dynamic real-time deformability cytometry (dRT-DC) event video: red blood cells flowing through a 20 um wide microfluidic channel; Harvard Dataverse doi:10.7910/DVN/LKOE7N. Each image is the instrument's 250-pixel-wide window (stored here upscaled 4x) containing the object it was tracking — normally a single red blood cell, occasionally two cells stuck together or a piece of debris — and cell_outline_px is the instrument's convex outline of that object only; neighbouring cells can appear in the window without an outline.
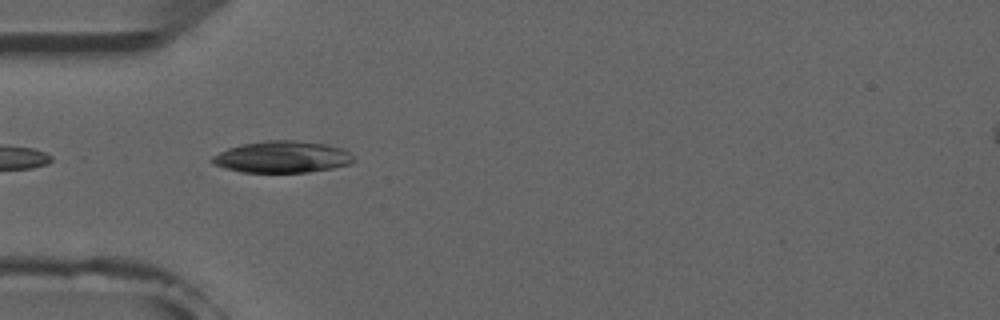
{"species": "common noctule bat (a hibernating species)", "species_latin": "Nyctalus noctula", "temperature_condition": "room temperature", "stored_images_in_passage": 5, "camera_frame_rate_fps": 3000, "um_per_image_px": 0.085, "animal": {"sex": "male", "forearm_length_mm": 52.5}, "frame": {"image": 1, "passage_image": 3, "time_ms": 2.333, "image_size_px": [1000, 320], "cell_outline_px": [[356, 160], [348, 164], [332, 168], [308, 172], [200, 176], [196, 176], [196, 172], [212, 156], [228, 148], [244, 144], [268, 140], [296, 140], [324, 144], [344, 148]], "centroid_in_image_um": [23.41, 13.47], "position_along_channel_um": 61.6, "area_um2": 29.36}}
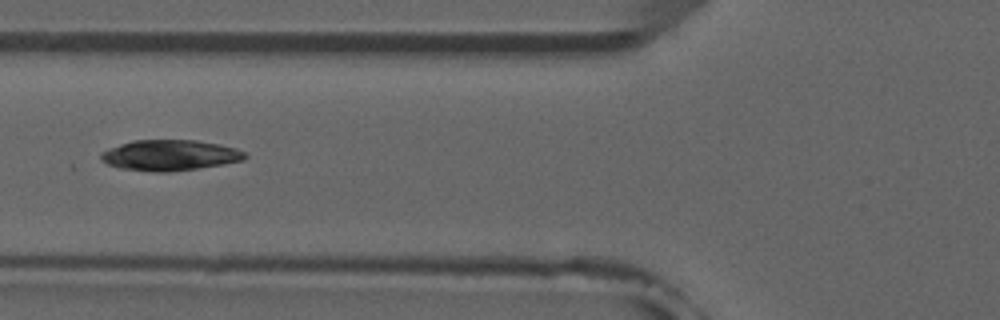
{"frame": {"image": 2, "passage_image": 4, "time_ms": 3.667, "image_size_px": [1000, 320], "cell_outline_px": [[248, 156], [244, 160], [224, 164], [168, 172], [156, 172], [120, 168], [108, 164], [100, 160], [100, 152], [108, 148], [132, 140], [196, 140], [220, 144], [236, 148], [244, 152]], "centroid_in_image_um": [14.42, 13.19], "position_along_channel_um": 111.4, "area_um2": 25.84}}
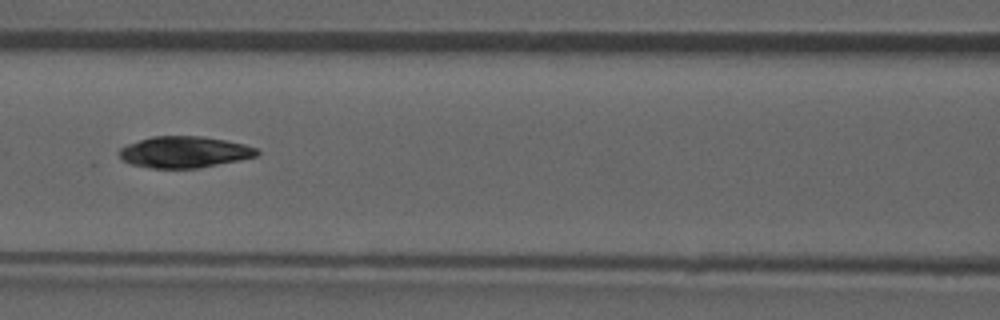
{"frame": {"image": 3, "passage_image": 5, "time_ms": 4.667, "image_size_px": [1000, 320], "cell_outline_px": [[260, 152], [256, 156], [240, 160], [200, 168], [148, 168], [128, 164], [120, 156], [120, 148], [128, 144], [152, 136], [200, 136], [224, 140], [244, 144], [256, 148]], "centroid_in_image_um": [15.67, 12.93], "position_along_channel_um": 150.9, "area_um2": 25.14}}